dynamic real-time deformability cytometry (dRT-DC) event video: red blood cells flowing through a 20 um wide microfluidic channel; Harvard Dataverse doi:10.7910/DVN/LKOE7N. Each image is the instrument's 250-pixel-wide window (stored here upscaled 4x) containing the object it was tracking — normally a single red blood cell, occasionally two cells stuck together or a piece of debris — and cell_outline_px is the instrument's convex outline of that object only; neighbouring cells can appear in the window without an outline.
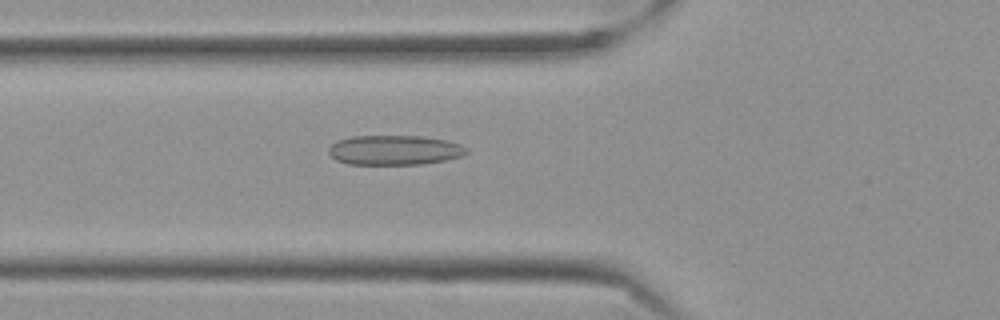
{"species": "Egyptian fruit bat (a non-hibernating species)", "species_latin": "Rousettus aegyptiacus", "temperature_condition": "cold", "stored_images_in_passage": 43, "camera_frame_rate_fps": 3000, "um_per_image_px": 0.085, "frame": {"image": 1, "passage_image": 7, "time_ms": 2.0, "image_size_px": [1000, 320], "cell_outline_px": [[468, 152], [460, 156], [444, 160], [424, 164], [348, 164], [336, 160], [328, 152], [328, 148], [336, 140], [352, 136], [420, 136], [444, 140], [460, 144], [468, 148]], "centroid_in_image_um": [33.5, 12.76], "position_along_channel_um": 92.3, "area_um2": 23.81}}
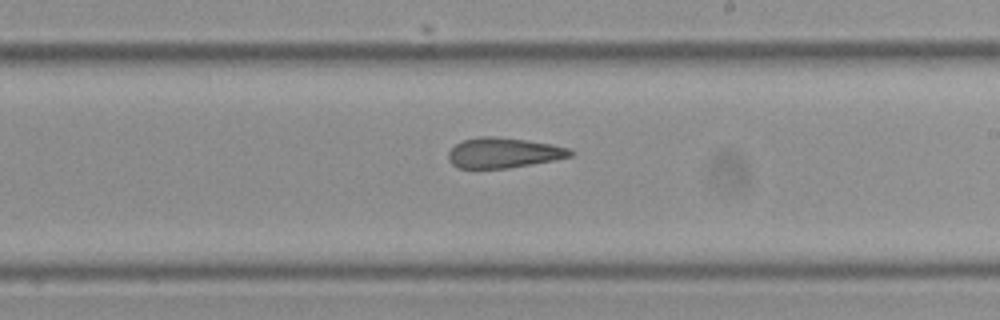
{"frame": {"image": 2, "passage_image": 20, "time_ms": 6.333, "image_size_px": [1000, 320], "cell_outline_px": [[576, 152], [572, 156], [552, 160], [508, 168], [456, 168], [448, 160], [448, 152], [456, 144], [464, 140], [480, 136], [496, 136], [552, 144], [568, 148]], "centroid_in_image_um": [42.78, 12.99], "position_along_channel_um": 246.2, "area_um2": 21.39}}
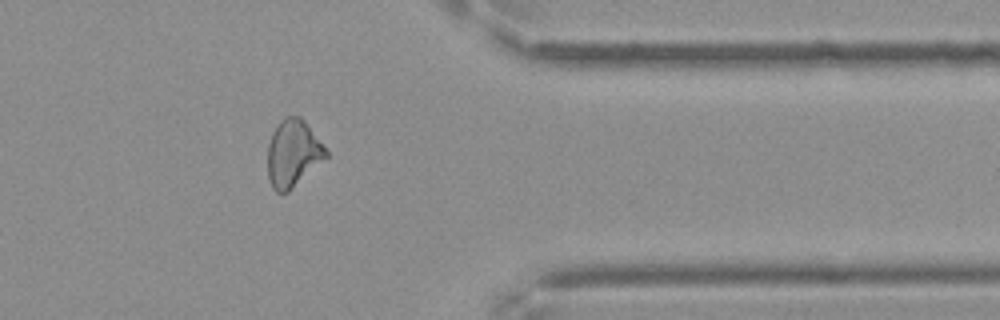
{"frame": {"image": 3, "passage_image": 33, "time_ms": 10.667, "image_size_px": [1000, 320], "cell_outline_px": [[328, 156], [288, 192], [276, 192], [272, 188], [268, 176], [268, 144], [272, 132], [280, 120], [288, 116], [300, 116], [304, 120], [328, 152]], "centroid_in_image_um": [24.89, 13.03], "position_along_channel_um": 386.5, "area_um2": 22.54}, "authors_computed_cell_mechanics": {"area_um2": 22.542, "velocity_mm_per_s": 3.5267, "shape_relaxation_time_tau1_ms": null, "shape_relaxation_time_tau2_ms": 3.2034, "deformation_change_tau1": null, "deformation_change_tau2": 0.1171}}